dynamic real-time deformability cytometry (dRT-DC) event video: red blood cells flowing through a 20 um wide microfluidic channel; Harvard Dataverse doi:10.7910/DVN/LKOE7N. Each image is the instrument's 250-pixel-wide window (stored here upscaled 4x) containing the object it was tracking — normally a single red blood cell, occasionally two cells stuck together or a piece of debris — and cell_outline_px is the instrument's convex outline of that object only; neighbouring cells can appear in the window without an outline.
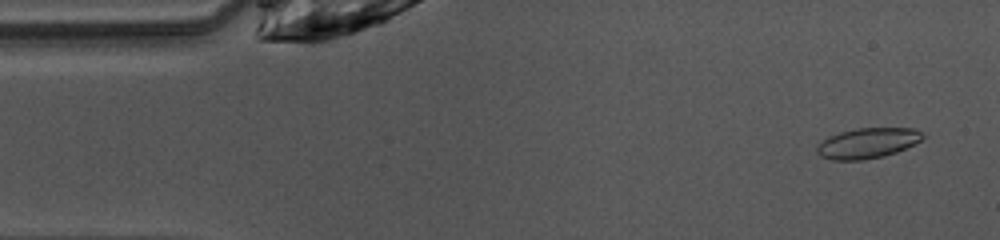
{"species": "common noctule bat (a hibernating species)", "species_latin": "Nyctalus noctula", "temperature_condition": "warm", "stored_images_in_passage": 46, "camera_frame_rate_fps": 3000, "um_per_image_px": 0.085, "animal": {"sex": "female", "body_mass_g": 10.0, "forearm_length_mm": 53.1}, "frame": {"image": 1, "passage_image": 1, "time_ms": 0.0, "image_size_px": [1000, 240], "cell_outline_px": [[924, 136], [920, 140], [896, 152], [884, 156], [864, 160], [832, 160], [820, 156], [816, 152], [816, 148], [824, 140], [840, 132], [856, 128], [912, 128], [924, 132]], "centroid_in_image_um": [73.74, 12.17], "position_along_channel_um": 11.3, "area_um2": 18.5}}
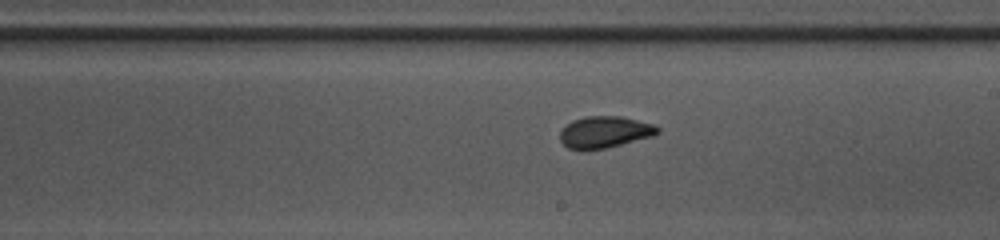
{"frame": {"image": 2, "passage_image": 24, "time_ms": 7.667, "image_size_px": [1000, 240], "cell_outline_px": [[660, 132], [652, 136], [608, 148], [584, 152], [568, 148], [560, 140], [560, 132], [572, 120], [584, 116], [620, 116], [656, 124], [660, 128]], "centroid_in_image_um": [51.4, 11.24], "position_along_channel_um": 237.6, "area_um2": 18.38}}
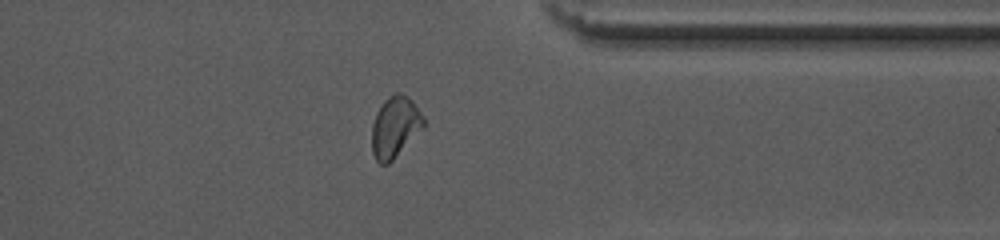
{"frame": {"image": 3, "passage_image": 35, "time_ms": 11.333, "image_size_px": [1000, 240], "cell_outline_px": [[424, 128], [388, 164], [380, 164], [376, 160], [372, 152], [372, 124], [376, 112], [384, 100], [388, 96], [396, 92], [400, 92], [408, 96], [412, 100], [424, 116]], "centroid_in_image_um": [33.58, 10.77], "position_along_channel_um": 377.8, "area_um2": 18.55}, "authors_computed_cell_mechanics": {"area_um2": 18.3226, "velocity_mm_per_s": 4.0656, "shape_relaxation_time_tau1_ms": 7.4905, "shape_relaxation_time_tau2_ms": 1.0662, "deformation_change_tau1": 0.1529, "deformation_change_tau2": 0.0467}}